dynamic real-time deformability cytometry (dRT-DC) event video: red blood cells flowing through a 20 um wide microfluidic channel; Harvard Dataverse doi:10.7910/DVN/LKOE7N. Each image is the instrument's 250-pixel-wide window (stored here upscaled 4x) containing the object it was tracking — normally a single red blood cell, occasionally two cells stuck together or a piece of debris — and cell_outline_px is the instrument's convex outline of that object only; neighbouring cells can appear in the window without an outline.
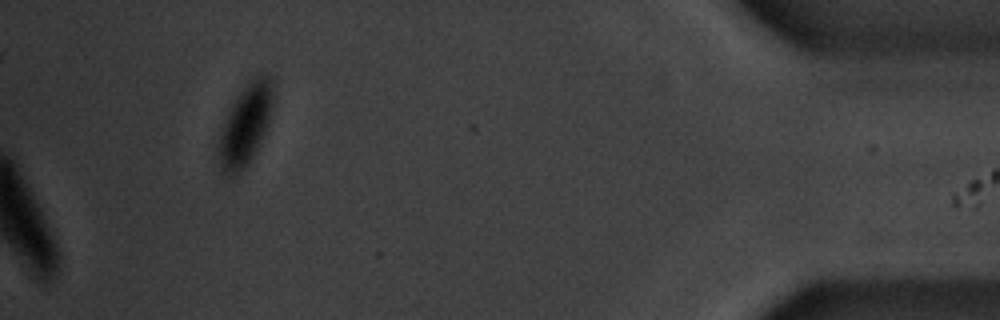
{"species": "common noctule bat (a hibernating species)", "species_latin": "Nyctalus noctula", "temperature_condition": "warm", "stored_images_in_passage": 55, "camera_frame_rate_fps": 3000, "um_per_image_px": 0.085, "animal": {"sex": "male", "body_mass_g": 20.1, "forearm_length_mm": 53.5}, "frame": {"image": 1, "passage_image": 55, "time_ms": 18.0, "image_size_px": [1000, 320], "cell_outline_px": [[272, 108], [264, 132], [248, 164], [236, 176], [228, 180], [224, 176], [220, 168], [216, 148], [220, 132], [228, 112], [232, 104], [248, 80], [252, 76], [260, 72], [268, 72], [272, 76]], "centroid_in_image_um": [20.82, 10.61], "position_along_channel_um": 414.4, "area_um2": 26.07}}